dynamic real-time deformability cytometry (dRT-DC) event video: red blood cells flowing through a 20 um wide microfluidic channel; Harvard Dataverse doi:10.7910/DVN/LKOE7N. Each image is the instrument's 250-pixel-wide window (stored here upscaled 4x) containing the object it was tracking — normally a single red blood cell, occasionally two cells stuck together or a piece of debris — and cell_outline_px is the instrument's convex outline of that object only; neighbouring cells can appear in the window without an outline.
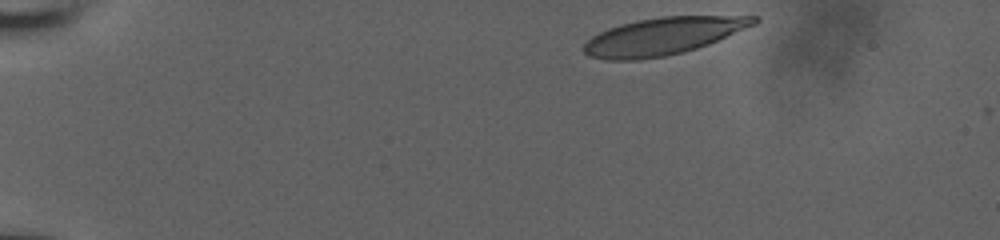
{"species": "human", "species_latin": "Homo sapiens", "temperature_condition": "room temperature", "stored_images_in_passage": 40, "camera_frame_rate_fps": 3000, "um_per_image_px": 0.085, "donor": {"sex": "male"}, "frame": {"image": 1, "passage_image": 1, "time_ms": 0.0, "image_size_px": [1000, 240], "cell_outline_px": [[760, 20], [756, 24], [708, 44], [684, 52], [664, 56], [640, 60], [608, 60], [588, 56], [580, 48], [592, 36], [608, 28], [620, 24], [636, 20], [660, 16], [756, 16]], "centroid_in_image_um": [56.32, 3.07], "position_along_channel_um": 28.7, "area_um2": 36.99}}
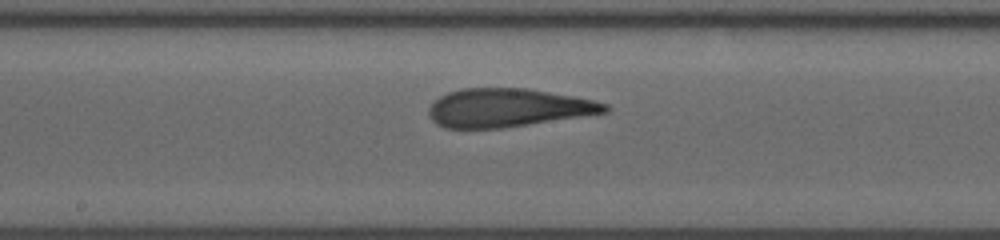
{"frame": {"image": 2, "passage_image": 23, "time_ms": 7.333, "image_size_px": [1000, 240], "cell_outline_px": [[612, 108], [608, 112], [500, 128], [444, 128], [436, 124], [432, 120], [428, 112], [428, 108], [440, 96], [448, 92], [460, 88], [524, 88], [572, 96], [592, 100], [608, 104]], "centroid_in_image_um": [43.14, 9.16], "position_along_channel_um": 205.1, "area_um2": 39.07}}
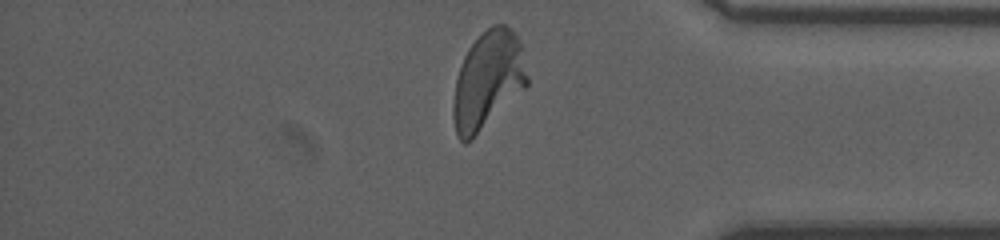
{"frame": {"image": 3, "passage_image": 39, "time_ms": 12.667, "image_size_px": [1000, 240], "cell_outline_px": [[528, 84], [468, 144], [464, 144], [456, 136], [452, 116], [452, 104], [456, 80], [464, 56], [468, 48], [492, 24], [504, 24], [512, 28], [520, 40], [528, 76]], "centroid_in_image_um": [41.45, 6.84], "position_along_channel_um": 393.7, "area_um2": 42.08}, "authors_computed_cell_mechanics": {"area_um2": 39.6219, "velocity_mm_per_s": 3.8109, "shape_relaxation_time_tau1_ms": 6.2782, "shape_relaxation_time_tau2_ms": 1.2973, "deformation_change_tau1": 0.2513, "deformation_change_tau2": 0.108}}